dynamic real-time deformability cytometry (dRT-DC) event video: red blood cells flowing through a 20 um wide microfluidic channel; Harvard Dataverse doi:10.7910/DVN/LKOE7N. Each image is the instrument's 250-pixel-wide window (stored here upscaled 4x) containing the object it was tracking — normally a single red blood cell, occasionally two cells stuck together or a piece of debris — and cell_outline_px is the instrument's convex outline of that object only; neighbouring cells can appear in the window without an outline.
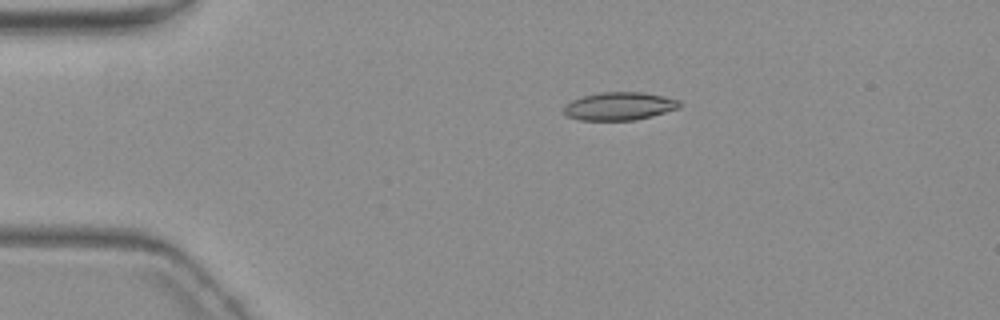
{"species": "common noctule bat (a hibernating species)", "species_latin": "Nyctalus noctula", "temperature_condition": "warm", "stored_images_in_passage": 5, "camera_frame_rate_fps": 3000, "um_per_image_px": 0.085, "animal": {"sex": "female", "body_mass_g": 19.3, "forearm_length_mm": 54.1}, "frame": {"image": 1, "passage_image": 5, "time_ms": 4.667, "image_size_px": [1000, 320], "cell_outline_px": [[684, 104], [680, 108], [652, 116], [636, 120], [580, 120], [568, 116], [564, 112], [564, 108], [572, 100], [584, 96], [600, 92], [640, 92], [680, 100]], "centroid_in_image_um": [52.7, 9.03], "position_along_channel_um": 32.3, "area_um2": 18.79}}